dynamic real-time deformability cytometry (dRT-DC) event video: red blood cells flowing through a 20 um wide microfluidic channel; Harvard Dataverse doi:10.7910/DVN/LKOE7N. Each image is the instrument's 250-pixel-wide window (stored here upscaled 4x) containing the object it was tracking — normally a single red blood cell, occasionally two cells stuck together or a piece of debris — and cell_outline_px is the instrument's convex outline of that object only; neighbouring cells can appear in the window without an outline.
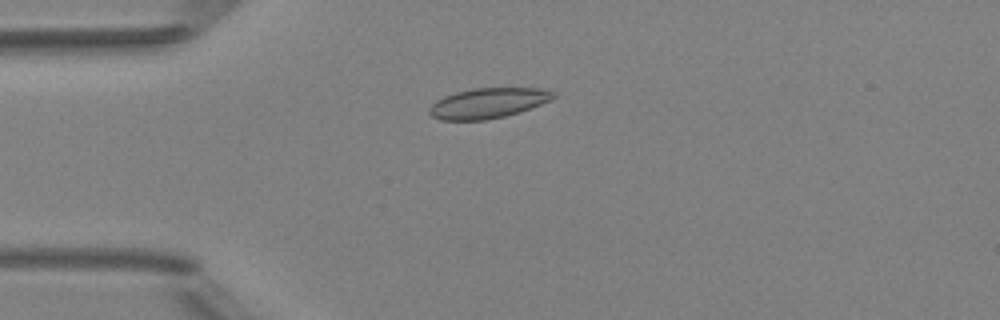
{"species": "Egyptian fruit bat (a non-hibernating species)", "species_latin": "Rousettus aegyptiacus", "temperature_condition": "room temperature", "stored_images_in_passage": 6, "camera_frame_rate_fps": 3000, "um_per_image_px": 0.085, "animal": {"sex": "female"}, "frame": {"image": 1, "passage_image": 4, "time_ms": 3.333, "image_size_px": [1000, 320], "cell_outline_px": [[556, 96], [552, 100], [504, 116], [484, 120], [440, 120], [432, 116], [428, 112], [428, 108], [436, 100], [444, 96], [456, 92], [472, 88], [540, 88], [556, 92]], "centroid_in_image_um": [41.45, 8.75], "position_along_channel_um": 43.5, "area_um2": 21.73}}
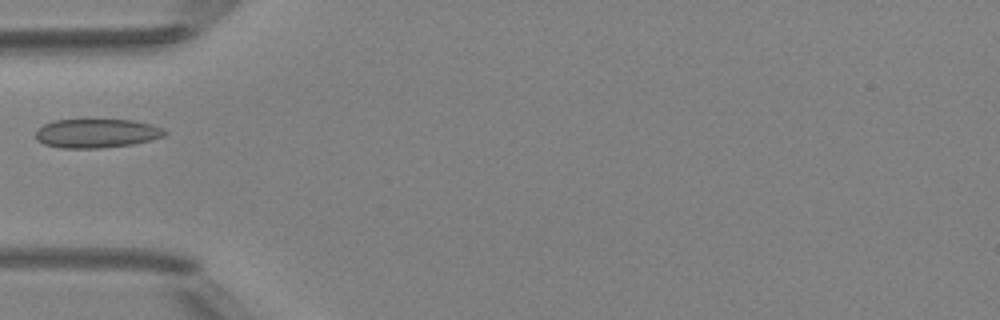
{"frame": {"image": 2, "passage_image": 5, "time_ms": 4.667, "image_size_px": [1000, 320], "cell_outline_px": [[168, 132], [164, 136], [132, 144], [100, 148], [60, 148], [44, 144], [36, 140], [36, 128], [44, 124], [56, 120], [132, 120], [152, 124], [164, 128]], "centroid_in_image_um": [8.2, 11.33], "position_along_channel_um": 76.8, "area_um2": 21.79}}
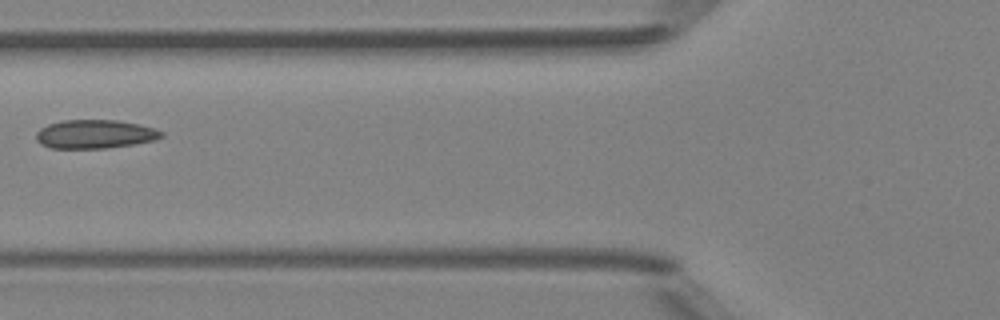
{"frame": {"image": 3, "passage_image": 6, "time_ms": 5.667, "image_size_px": [1000, 320], "cell_outline_px": [[164, 136], [156, 140], [136, 144], [108, 148], [52, 148], [40, 144], [36, 140], [36, 132], [40, 128], [48, 124], [64, 120], [116, 120], [140, 124], [156, 128], [164, 132]], "centroid_in_image_um": [8.11, 11.4], "position_along_channel_um": 117.7, "area_um2": 21.21}}